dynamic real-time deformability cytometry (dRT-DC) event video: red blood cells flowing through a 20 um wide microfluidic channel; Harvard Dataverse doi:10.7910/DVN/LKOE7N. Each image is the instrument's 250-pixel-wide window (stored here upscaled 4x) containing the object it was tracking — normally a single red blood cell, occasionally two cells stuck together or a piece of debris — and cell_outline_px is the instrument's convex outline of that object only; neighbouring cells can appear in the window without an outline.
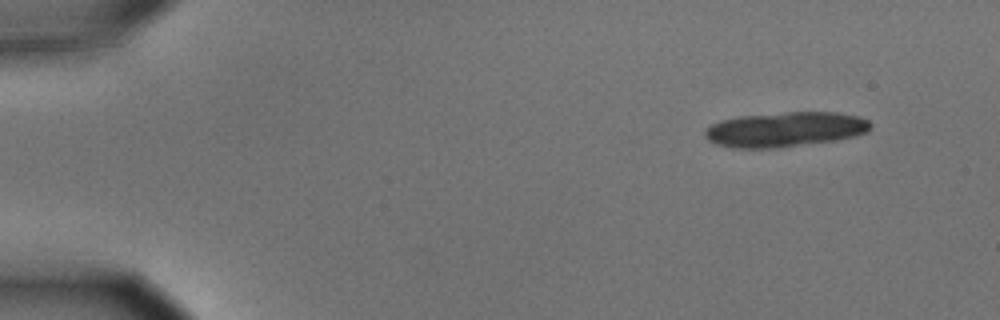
{"species": "common noctule bat (a hibernating species)", "species_latin": "Nyctalus noctula", "temperature_condition": "cold", "stored_images_in_passage": 9, "camera_frame_rate_fps": 3000, "um_per_image_px": 0.085, "animal": {"sex": "male", "body_mass_g": 15.6}, "frame": {"image": 1, "passage_image": 1, "time_ms": 0.0, "image_size_px": [1000, 320], "cell_outline_px": [[872, 128], [868, 132], [836, 140], [776, 148], [732, 148], [716, 144], [708, 140], [704, 136], [704, 132], [712, 124], [720, 120], [740, 116], [788, 112], [836, 112], [860, 116], [868, 120], [872, 124]], "centroid_in_image_um": [66.75, 11.0], "position_along_channel_um": 18.2, "area_um2": 33.76}}
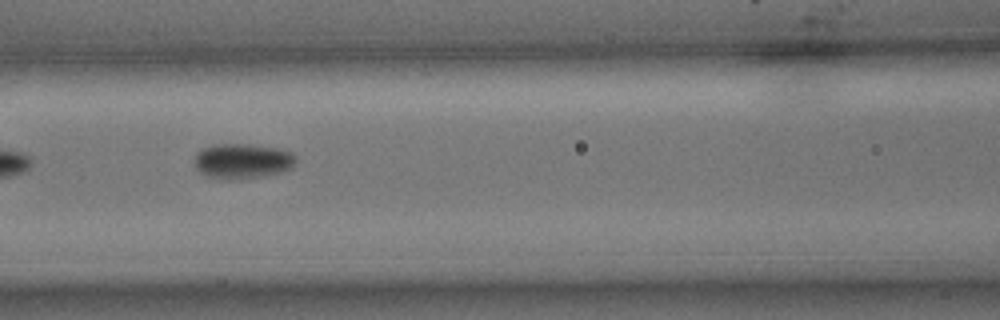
{"frame": {"image": 2, "passage_image": 6, "time_ms": 1.667, "image_size_px": [1000, 320], "cell_outline_px": [[296, 160], [288, 168], [280, 172], [240, 180], [224, 180], [204, 176], [196, 168], [192, 160], [196, 152], [200, 148], [212, 144], [248, 144], [276, 148], [292, 152]], "centroid_in_image_um": [20.48, 13.69], "position_along_channel_um": 146.1, "area_um2": 21.04}}
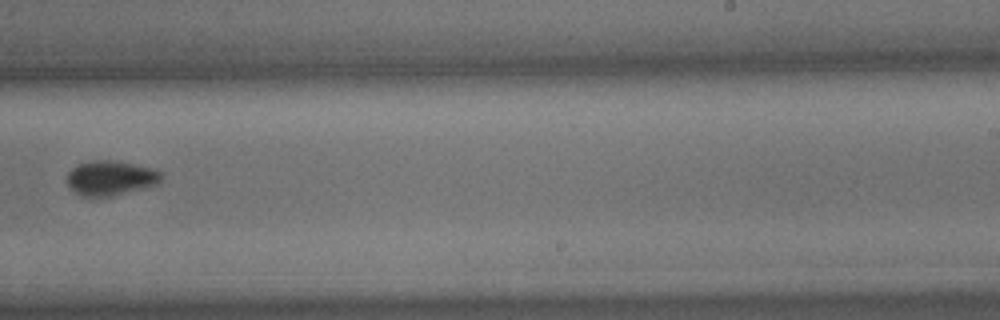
{"frame": {"image": 3, "passage_image": 9, "time_ms": 2.667, "image_size_px": [1000, 320], "cell_outline_px": [[160, 180], [156, 184], [112, 196], [96, 200], [92, 200], [80, 196], [68, 184], [68, 172], [76, 164], [88, 160], [108, 160], [132, 164], [148, 168], [160, 172]], "centroid_in_image_um": [9.29, 15.17], "position_along_channel_um": 279.7, "area_um2": 19.07}}